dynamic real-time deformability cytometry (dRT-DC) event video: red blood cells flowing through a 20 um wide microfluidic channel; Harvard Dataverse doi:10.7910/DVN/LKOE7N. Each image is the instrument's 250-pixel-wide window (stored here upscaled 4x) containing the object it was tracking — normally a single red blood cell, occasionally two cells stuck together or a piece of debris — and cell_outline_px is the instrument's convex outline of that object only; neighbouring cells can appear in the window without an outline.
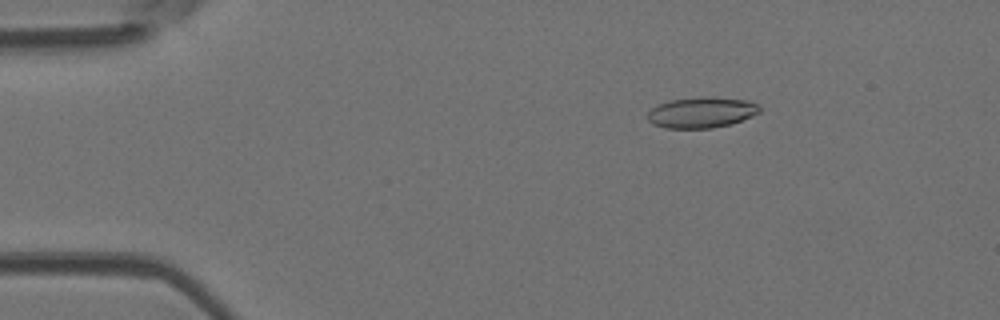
{"species": "Egyptian fruit bat (a non-hibernating species)", "species_latin": "Rousettus aegyptiacus", "temperature_condition": "room temperature", "stored_images_in_passage": 52, "camera_frame_rate_fps": 3000, "um_per_image_px": 0.085, "animal": {"sex": "female"}, "frame": {"image": 1, "passage_image": 8, "time_ms": 2.333, "image_size_px": [1000, 320], "cell_outline_px": [[760, 112], [752, 116], [732, 124], [712, 128], [664, 128], [652, 124], [648, 120], [648, 112], [656, 104], [668, 100], [700, 96], [712, 96], [748, 100], [760, 104]], "centroid_in_image_um": [59.64, 9.54], "position_along_channel_um": 25.4, "area_um2": 20.58}}
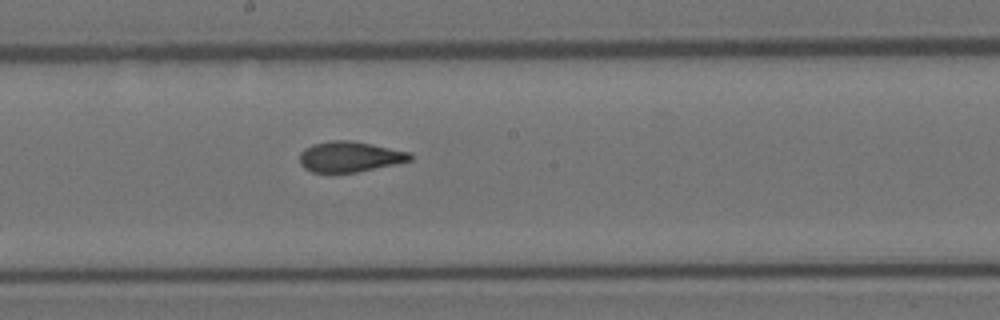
{"frame": {"image": 2, "passage_image": 28, "time_ms": 9.0, "image_size_px": [1000, 320], "cell_outline_px": [[412, 160], [396, 164], [356, 172], [312, 172], [304, 168], [300, 164], [300, 152], [304, 148], [312, 144], [328, 140], [352, 140], [412, 152]], "centroid_in_image_um": [29.73, 13.3], "position_along_channel_um": 218.5, "area_um2": 19.83}}
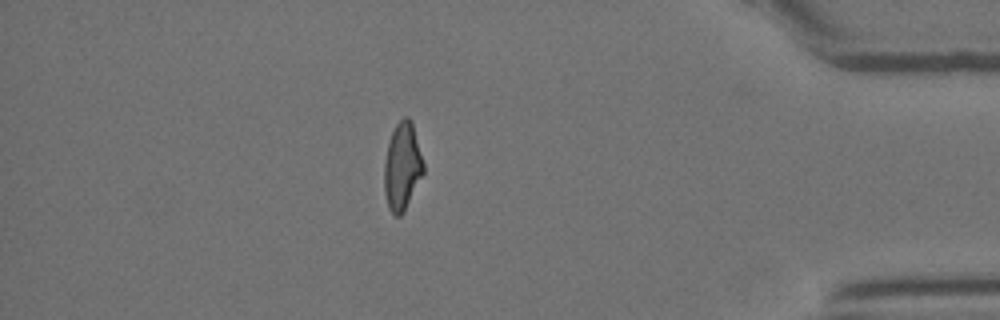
{"frame": {"image": 3, "passage_image": 45, "time_ms": 14.667, "image_size_px": [1000, 320], "cell_outline_px": [[424, 172], [404, 212], [400, 216], [396, 216], [388, 208], [384, 192], [384, 164], [388, 144], [392, 132], [396, 124], [404, 116], [408, 116], [412, 120], [424, 164]], "centroid_in_image_um": [34.19, 14.15], "position_along_channel_um": 401.0, "area_um2": 20.06}, "authors_computed_cell_mechanics": {"area_um2": 20.2589, "velocity_mm_per_s": 3.917, "shape_relaxation_time_tau1_ms": 6.8419, "shape_relaxation_time_tau2_ms": 1.3124, "deformation_change_tau1": 0.2314, "deformation_change_tau2": 0.083}}